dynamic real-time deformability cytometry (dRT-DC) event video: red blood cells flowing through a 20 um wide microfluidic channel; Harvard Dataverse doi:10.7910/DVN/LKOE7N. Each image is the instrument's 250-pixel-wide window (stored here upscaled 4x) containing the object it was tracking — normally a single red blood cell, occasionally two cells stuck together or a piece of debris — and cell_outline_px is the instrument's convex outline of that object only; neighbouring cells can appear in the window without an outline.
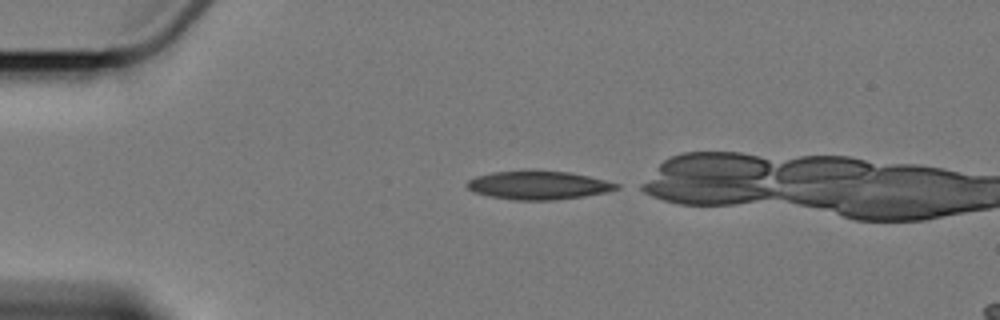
{"species": "Egyptian fruit bat (a non-hibernating species)", "species_latin": "Rousettus aegyptiacus", "temperature_condition": "cold", "stored_images_in_passage": 3, "camera_frame_rate_fps": 3000, "um_per_image_px": 0.085, "animal": {"sex": "female"}, "frame": {"image": 1, "passage_image": 1, "time_ms": 0.0, "image_size_px": [1000, 320], "cell_outline_px": [[620, 188], [608, 192], [584, 196], [556, 200], [512, 200], [488, 196], [476, 192], [468, 188], [464, 184], [468, 180], [476, 176], [492, 172], [568, 172], [588, 176], [620, 184]], "centroid_in_image_um": [45.77, 15.77], "position_along_channel_um": 39.2, "area_um2": 24.39}}